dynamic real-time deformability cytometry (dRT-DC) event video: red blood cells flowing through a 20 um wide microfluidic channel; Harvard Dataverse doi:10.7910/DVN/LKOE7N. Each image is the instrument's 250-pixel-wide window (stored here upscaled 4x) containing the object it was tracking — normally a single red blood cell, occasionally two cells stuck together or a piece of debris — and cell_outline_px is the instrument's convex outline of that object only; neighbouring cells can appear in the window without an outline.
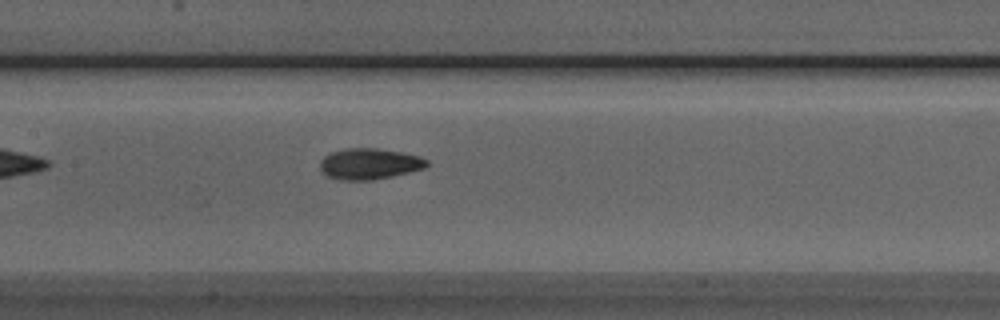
{"species": "Egyptian fruit bat (a non-hibernating species)", "species_latin": "Rousettus aegyptiacus", "temperature_condition": "room temperature", "stored_images_in_passage": 28, "camera_frame_rate_fps": 3000, "um_per_image_px": 0.085, "animal": {"sex": "male"}, "frame": {"image": 1, "passage_image": 9, "time_ms": 2.667, "image_size_px": [1000, 320], "cell_outline_px": [[428, 164], [424, 168], [392, 176], [372, 180], [340, 180], [328, 176], [320, 168], [320, 160], [328, 152], [344, 148], [376, 148], [400, 152], [420, 156], [428, 160]], "centroid_in_image_um": [31.37, 13.91], "position_along_channel_um": 176.0, "area_um2": 19.31}}
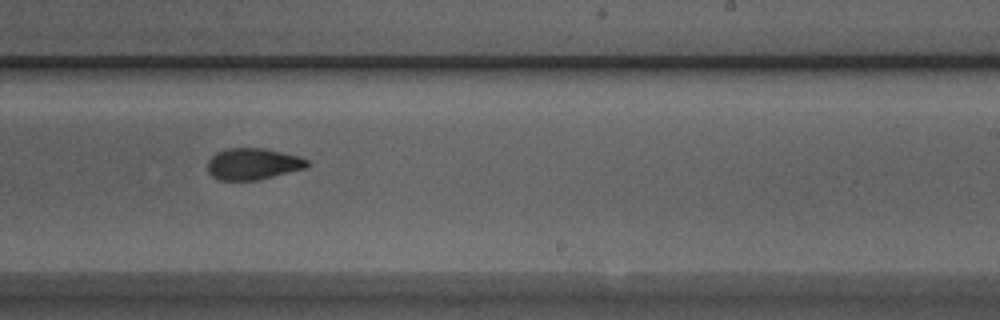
{"frame": {"image": 2, "passage_image": 16, "time_ms": 5.0, "image_size_px": [1000, 320], "cell_outline_px": [[312, 164], [304, 168], [256, 180], [220, 180], [212, 176], [208, 172], [208, 160], [216, 152], [228, 148], [264, 148], [296, 156], [308, 160]], "centroid_in_image_um": [21.47, 13.93], "position_along_channel_um": 267.5, "area_um2": 18.03}}
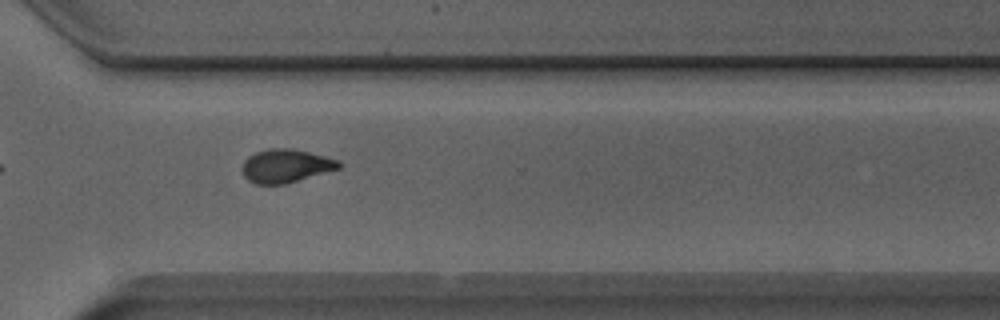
{"frame": {"image": 3, "passage_image": 22, "time_ms": 7.0, "image_size_px": [1000, 320], "cell_outline_px": [[344, 164], [340, 168], [284, 184], [256, 184], [248, 180], [244, 176], [244, 160], [248, 156], [256, 152], [268, 148], [292, 148], [340, 160]], "centroid_in_image_um": [24.32, 14.09], "position_along_channel_um": 346.3, "area_um2": 18.67}}